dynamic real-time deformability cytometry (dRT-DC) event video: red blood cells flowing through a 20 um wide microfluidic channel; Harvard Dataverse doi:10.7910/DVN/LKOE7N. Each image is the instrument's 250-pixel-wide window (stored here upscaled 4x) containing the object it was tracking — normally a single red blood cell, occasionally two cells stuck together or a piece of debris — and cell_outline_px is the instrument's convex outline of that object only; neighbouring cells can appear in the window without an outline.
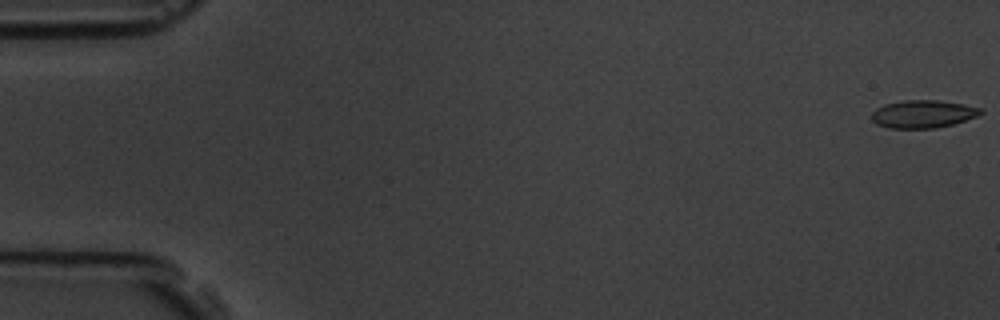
{"species": "common noctule bat (a hibernating species)", "species_latin": "Nyctalus noctula", "temperature_condition": "room temperature", "stored_images_in_passage": 3, "camera_frame_rate_fps": 3000, "um_per_image_px": 0.085, "animal": {"sex": "male", "body_mass_g": 19.5, "forearm_length_mm": 54.6}, "frame": {"image": 1, "passage_image": 1, "time_ms": 0.0, "image_size_px": [1000, 320], "cell_outline_px": [[984, 112], [976, 116], [952, 124], [936, 128], [888, 128], [876, 124], [872, 120], [872, 112], [876, 108], [884, 104], [904, 100], [936, 100], [964, 104], [984, 108]], "centroid_in_image_um": [78.45, 9.68], "position_along_channel_um": 6.6, "area_um2": 17.69}}